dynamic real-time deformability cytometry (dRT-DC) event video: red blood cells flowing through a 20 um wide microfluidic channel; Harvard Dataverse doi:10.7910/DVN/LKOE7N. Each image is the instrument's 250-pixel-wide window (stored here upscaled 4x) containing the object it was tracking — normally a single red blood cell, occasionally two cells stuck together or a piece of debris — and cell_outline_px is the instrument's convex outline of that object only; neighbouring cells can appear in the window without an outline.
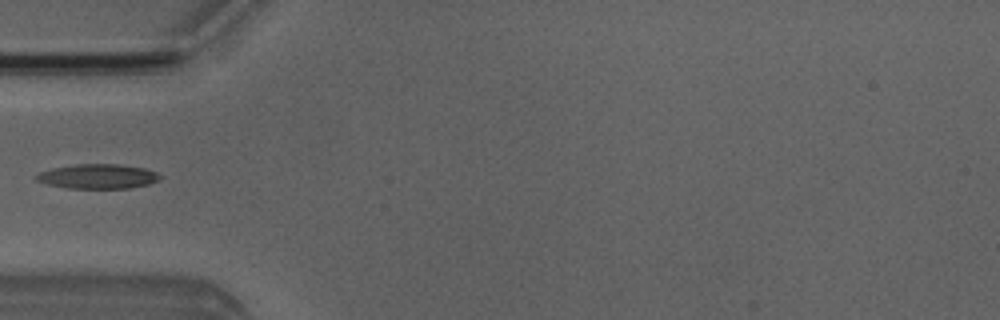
{"species": "Egyptian fruit bat (a non-hibernating species)", "species_latin": "Rousettus aegyptiacus", "temperature_condition": "room temperature", "stored_images_in_passage": 2, "camera_frame_rate_fps": 3000, "um_per_image_px": 0.085, "animal": {"sex": "male"}, "frame": {"image": 1, "passage_image": 1, "time_ms": 0.0, "image_size_px": [1000, 320], "cell_outline_px": [[160, 180], [148, 184], [128, 188], [64, 188], [48, 184], [36, 180], [32, 176], [40, 172], [52, 168], [76, 164], [120, 164], [144, 168], [156, 172], [160, 176]], "centroid_in_image_um": [8.28, 14.99], "position_along_channel_um": 76.7, "area_um2": 17.74}}